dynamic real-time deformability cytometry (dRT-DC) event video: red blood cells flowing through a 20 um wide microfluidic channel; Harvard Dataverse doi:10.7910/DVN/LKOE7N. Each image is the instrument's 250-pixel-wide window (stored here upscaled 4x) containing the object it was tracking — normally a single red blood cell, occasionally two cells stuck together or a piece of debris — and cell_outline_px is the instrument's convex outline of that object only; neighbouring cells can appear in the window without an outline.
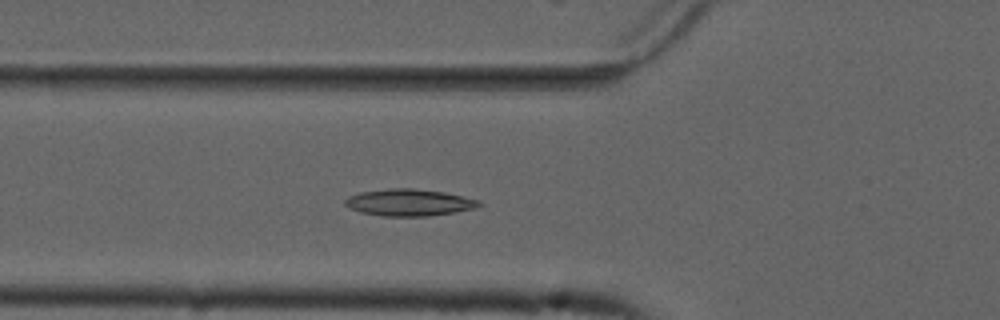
{"species": "common noctule bat (a hibernating species)", "species_latin": "Nyctalus noctula", "temperature_condition": "cold", "stored_images_in_passage": 43, "camera_frame_rate_fps": 3000, "um_per_image_px": 0.085, "animal": {"sex": "male", "forearm_length_mm": 52.5}, "frame": {"image": 1, "passage_image": 8, "time_ms": 2.333, "image_size_px": [1000, 320], "cell_outline_px": [[484, 204], [476, 208], [456, 212], [428, 216], [380, 216], [360, 212], [344, 204], [344, 200], [348, 196], [360, 192], [388, 188], [412, 188], [444, 192], [480, 200]], "centroid_in_image_um": [34.79, 17.21], "position_along_channel_um": 91.0, "area_um2": 21.1}}
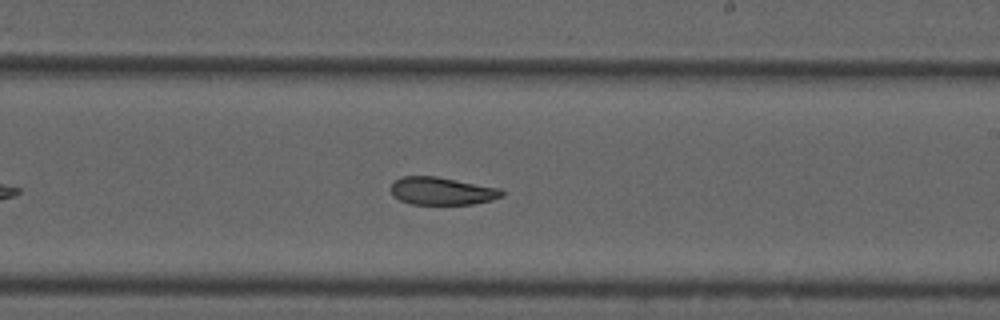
{"frame": {"image": 2, "passage_image": 21, "time_ms": 6.667, "image_size_px": [1000, 320], "cell_outline_px": [[504, 196], [492, 200], [472, 204], [412, 204], [400, 200], [392, 196], [392, 184], [396, 180], [404, 176], [436, 176], [500, 188], [504, 192]], "centroid_in_image_um": [37.59, 16.24], "position_along_channel_um": 251.4, "area_um2": 17.86}}
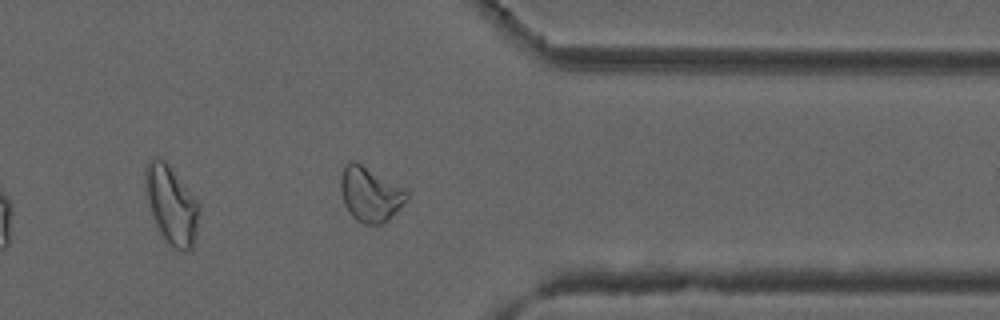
{"frame": {"image": 3, "passage_image": 32, "time_ms": 10.333, "image_size_px": [1000, 320], "cell_outline_px": [[408, 200], [384, 224], [364, 224], [356, 220], [352, 216], [344, 204], [340, 188], [340, 176], [344, 164], [352, 160], [356, 160], [408, 188]], "centroid_in_image_um": [31.49, 16.47], "position_along_channel_um": 379.9, "area_um2": 21.79}, "authors_computed_cell_mechanics": {"area_um2": 19.9988, "velocity_mm_per_s": 3.6991, "shape_relaxation_time_tau1_ms": null, "shape_relaxation_time_tau2_ms": 7.0104, "deformation_change_tau1": null, "deformation_change_tau2": 0.1457}}